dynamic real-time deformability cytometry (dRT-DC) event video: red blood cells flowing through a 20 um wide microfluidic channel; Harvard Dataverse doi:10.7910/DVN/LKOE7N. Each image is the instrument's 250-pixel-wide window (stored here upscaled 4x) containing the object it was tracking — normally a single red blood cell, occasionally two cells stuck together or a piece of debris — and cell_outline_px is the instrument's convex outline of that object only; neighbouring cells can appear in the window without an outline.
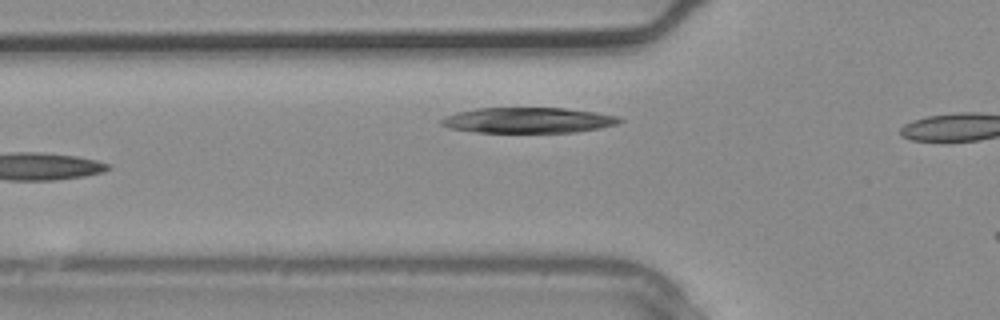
{"species": "common noctule bat (a hibernating species)", "species_latin": "Nyctalus noctula", "temperature_condition": "warm", "stored_images_in_passage": 6, "camera_frame_rate_fps": 3000, "um_per_image_px": 0.085, "animal": {"sex": "male", "body_mass_g": 20.4}, "frame": {"image": 1, "passage_image": 3, "time_ms": 0.667, "image_size_px": [1000, 320], "cell_outline_px": [[624, 120], [616, 124], [600, 128], [576, 132], [476, 132], [448, 128], [440, 124], [440, 120], [444, 116], [456, 112], [476, 108], [564, 108], [596, 112], [620, 116]], "centroid_in_image_um": [44.88, 10.21], "position_along_channel_um": 80.9, "area_um2": 26.65}}